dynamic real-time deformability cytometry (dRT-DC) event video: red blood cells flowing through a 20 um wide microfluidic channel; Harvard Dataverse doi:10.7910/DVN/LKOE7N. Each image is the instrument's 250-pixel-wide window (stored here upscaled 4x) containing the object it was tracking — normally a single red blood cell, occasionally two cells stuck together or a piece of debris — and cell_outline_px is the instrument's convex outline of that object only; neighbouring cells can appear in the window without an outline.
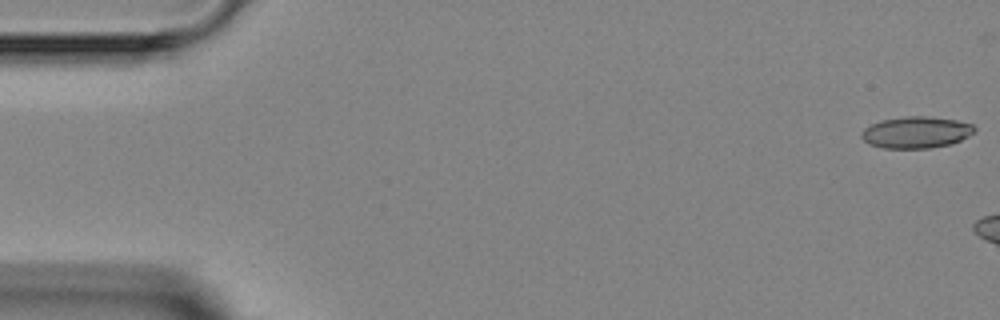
{"species": "Egyptian fruit bat (a non-hibernating species)", "species_latin": "Rousettus aegyptiacus", "temperature_condition": "room temperature", "stored_images_in_passage": 3, "segment_of_instrument_passage": [2, 2], "camera_frame_rate_fps": 3000, "um_per_image_px": 0.085, "animal": {"sex": "female"}, "frame": {"image": 1, "passage_image": 3, "time_ms": 2.667, "image_size_px": [1000, 320], "cell_outline_px": [[976, 128], [968, 136], [952, 144], [928, 148], [884, 148], [868, 144], [860, 136], [860, 132], [864, 128], [872, 124], [884, 120], [908, 116], [924, 116], [956, 120], [972, 124]], "centroid_in_image_um": [77.85, 11.26], "position_along_channel_um": 7.1, "area_um2": 20.63}}